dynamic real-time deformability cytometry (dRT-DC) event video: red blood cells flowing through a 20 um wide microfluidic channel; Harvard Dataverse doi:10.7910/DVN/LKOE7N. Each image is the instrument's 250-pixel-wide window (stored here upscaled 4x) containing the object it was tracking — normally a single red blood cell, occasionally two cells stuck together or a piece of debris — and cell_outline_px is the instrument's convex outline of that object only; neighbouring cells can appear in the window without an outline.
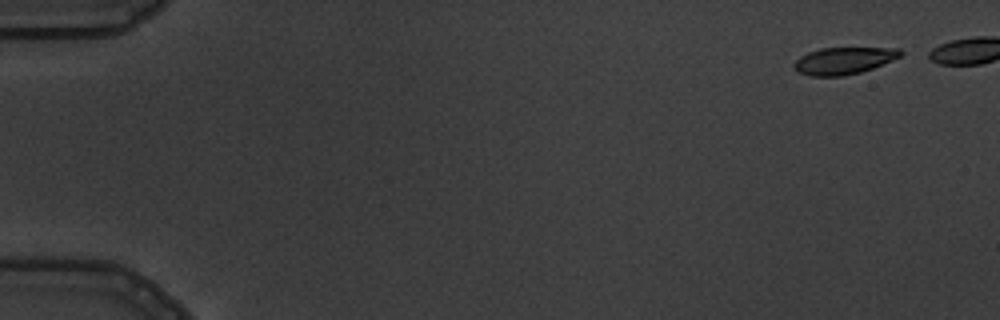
{"species": "common noctule bat (a hibernating species)", "species_latin": "Nyctalus noctula", "temperature_condition": "warm", "stored_images_in_passage": 5, "camera_frame_rate_fps": 3000, "um_per_image_px": 0.085, "animal": {"sex": "male", "body_mass_g": 19.5, "forearm_length_mm": 54.6}, "frame": {"image": 1, "passage_image": 1, "time_ms": 0.0, "image_size_px": [1000, 320], "cell_outline_px": [[904, 52], [900, 56], [872, 68], [860, 72], [844, 76], [808, 76], [796, 72], [792, 64], [800, 56], [808, 52], [820, 48], [900, 48]], "centroid_in_image_um": [71.66, 5.16], "position_along_channel_um": 13.3, "area_um2": 16.76}}
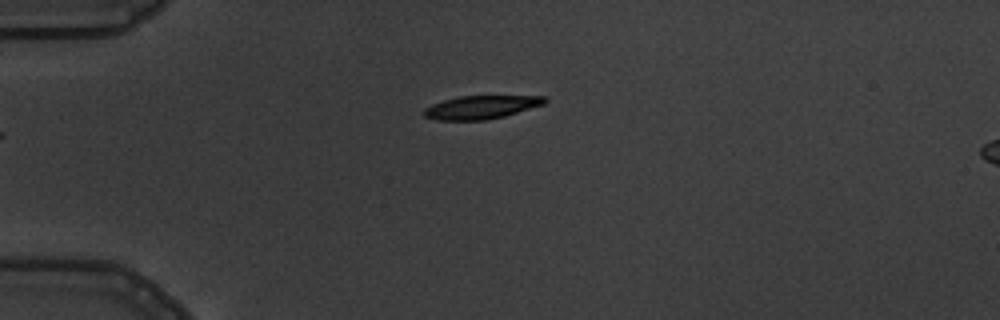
{"frame": {"image": 2, "passage_image": 5, "time_ms": 5.667, "image_size_px": [1000, 320], "cell_outline_px": [[548, 100], [544, 104], [504, 116], [484, 120], [436, 120], [424, 116], [420, 112], [424, 108], [432, 104], [444, 100], [460, 96], [548, 96]], "centroid_in_image_um": [40.87, 9.11], "position_along_channel_um": 44.1, "area_um2": 16.42}}